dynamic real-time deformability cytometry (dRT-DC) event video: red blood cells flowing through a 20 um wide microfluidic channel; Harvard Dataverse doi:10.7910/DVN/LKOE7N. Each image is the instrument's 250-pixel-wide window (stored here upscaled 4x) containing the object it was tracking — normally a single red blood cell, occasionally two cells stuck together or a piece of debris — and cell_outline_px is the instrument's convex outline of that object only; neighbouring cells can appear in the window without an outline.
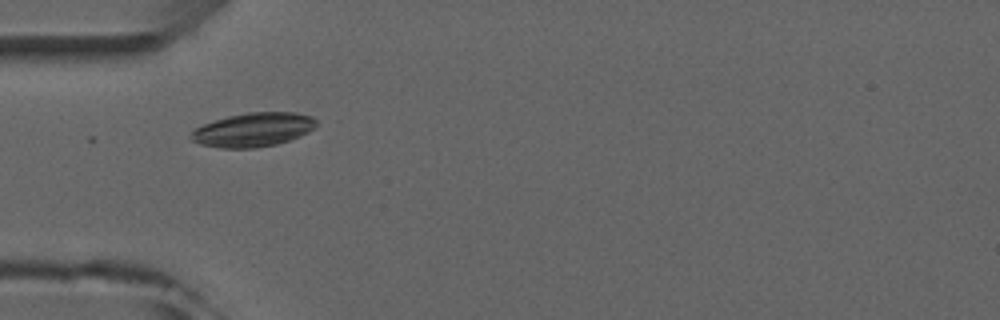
{"species": "common noctule bat (a hibernating species)", "species_latin": "Nyctalus noctula", "temperature_condition": "room temperature", "stored_images_in_passage": 3, "camera_frame_rate_fps": 3000, "um_per_image_px": 0.085, "animal": {"sex": "male", "forearm_length_mm": 52.5}, "frame": {"image": 1, "passage_image": 2, "time_ms": 1.333, "image_size_px": [1000, 320], "cell_outline_px": [[316, 128], [300, 136], [276, 144], [256, 148], [220, 148], [200, 144], [188, 140], [188, 136], [196, 128], [204, 124], [228, 116], [248, 112], [296, 112], [312, 116], [316, 120]], "centroid_in_image_um": [21.51, 11.03], "position_along_channel_um": 63.5, "area_um2": 24.91}}